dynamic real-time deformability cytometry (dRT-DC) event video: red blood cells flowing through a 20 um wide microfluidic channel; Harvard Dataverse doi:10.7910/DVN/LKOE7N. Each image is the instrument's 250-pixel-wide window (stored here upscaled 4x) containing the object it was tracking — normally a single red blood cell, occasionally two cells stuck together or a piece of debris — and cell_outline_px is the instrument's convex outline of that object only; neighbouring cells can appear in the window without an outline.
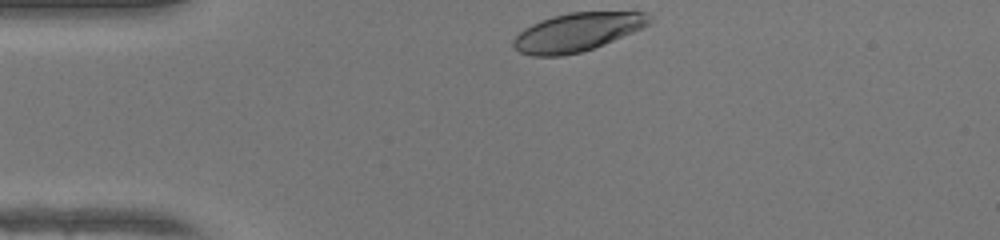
{"species": "human", "species_latin": "Homo sapiens", "temperature_condition": "warm", "stored_images_in_passage": 30, "camera_frame_rate_fps": 3000, "um_per_image_px": 0.085, "donor": {"sex": "female"}, "frame": {"image": 1, "passage_image": 1, "time_ms": 0.0, "image_size_px": [1000, 240], "cell_outline_px": [[652, 20], [648, 24], [632, 32], [604, 44], [580, 52], [564, 56], [532, 56], [520, 52], [512, 44], [512, 40], [524, 28], [540, 20], [552, 16], [568, 12], [644, 12]], "centroid_in_image_um": [49.01, 2.73], "position_along_channel_um": 36.0, "area_um2": 30.11}}
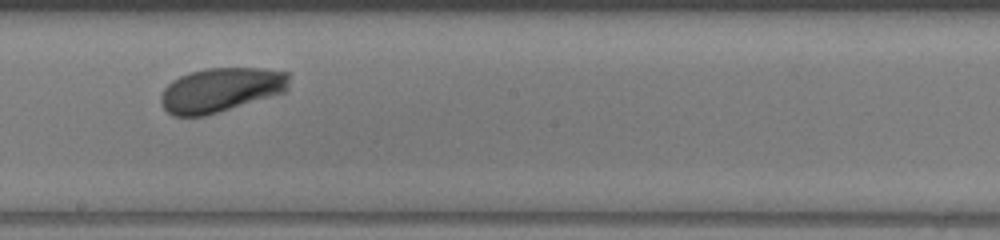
{"frame": {"image": 2, "passage_image": 18, "time_ms": 5.667, "image_size_px": [1000, 240], "cell_outline_px": [[292, 76], [288, 88], [284, 92], [272, 96], [204, 116], [172, 116], [160, 104], [160, 96], [164, 88], [172, 80], [180, 76], [204, 68], [264, 68], [288, 72]], "centroid_in_image_um": [18.79, 7.63], "position_along_channel_um": 229.4, "area_um2": 33.29}}
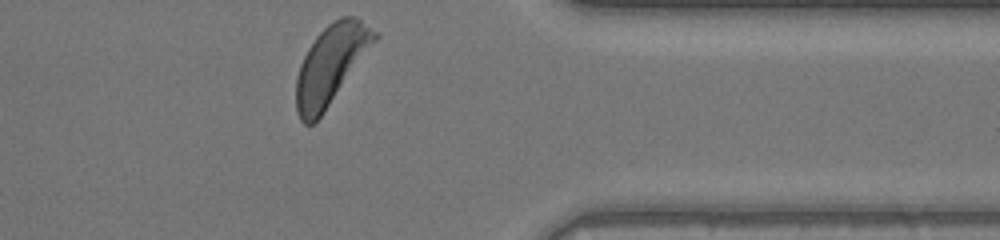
{"frame": {"image": 3, "passage_image": 30, "time_ms": 9.667, "image_size_px": [1000, 240], "cell_outline_px": [[380, 36], [324, 112], [312, 124], [304, 124], [300, 120], [296, 112], [296, 80], [300, 64], [308, 48], [316, 36], [328, 24], [340, 16], [352, 16], [360, 20], [380, 32]], "centroid_in_image_um": [28.14, 5.48], "position_along_channel_um": 383.3, "area_um2": 35.95}, "authors_computed_cell_mechanics": {"area_um2": 33.0905, "velocity_mm_per_s": 4.1843, "shape_relaxation_time_tau1_ms": 0.8931, "shape_relaxation_time_tau2_ms": null, "deformation_change_tau1": 0.0898, "deformation_change_tau2": null}}